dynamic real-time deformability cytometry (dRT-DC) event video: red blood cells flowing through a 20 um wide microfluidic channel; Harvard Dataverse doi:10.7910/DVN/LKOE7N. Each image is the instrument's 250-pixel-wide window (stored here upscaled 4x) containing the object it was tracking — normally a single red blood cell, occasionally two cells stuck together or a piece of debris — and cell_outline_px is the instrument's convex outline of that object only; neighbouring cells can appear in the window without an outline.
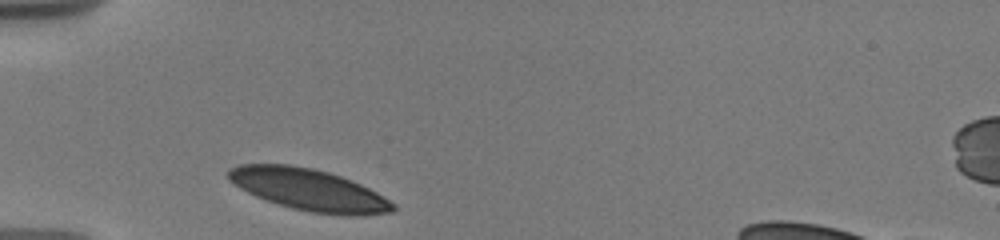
{"species": "human", "species_latin": "Homo sapiens", "temperature_condition": "warm", "stored_images_in_passage": 10, "camera_frame_rate_fps": 3000, "um_per_image_px": 0.085, "donor": {"sex": "male"}, "frame": {"image": 1, "passage_image": 1, "time_ms": 0.0, "image_size_px": [1000, 240], "cell_outline_px": [[396, 208], [392, 212], [360, 216], [344, 216], [312, 212], [292, 208], [256, 196], [240, 188], [228, 180], [228, 168], [240, 164], [292, 164], [312, 168], [328, 172], [352, 180], [376, 192], [396, 204]], "centroid_in_image_um": [26.27, 16.12], "position_along_channel_um": 58.7, "area_um2": 40.0}}
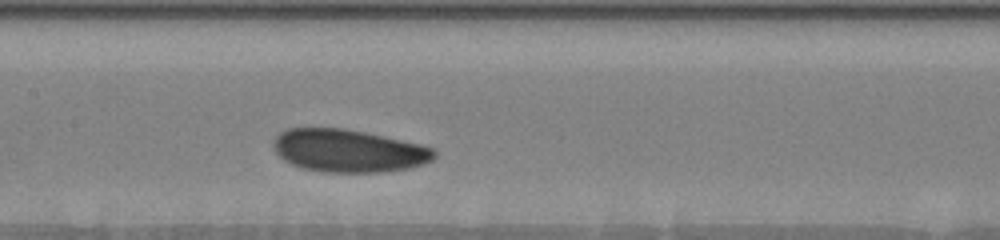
{"frame": {"image": 2, "passage_image": 7, "time_ms": 3.667, "image_size_px": [1000, 240], "cell_outline_px": [[436, 156], [432, 160], [424, 164], [408, 168], [384, 172], [324, 172], [304, 168], [292, 164], [284, 160], [276, 152], [272, 144], [276, 136], [280, 132], [288, 128], [344, 128], [364, 132], [420, 144], [436, 148]], "centroid_in_image_um": [29.64, 12.81], "position_along_channel_um": 177.8, "area_um2": 40.06}}
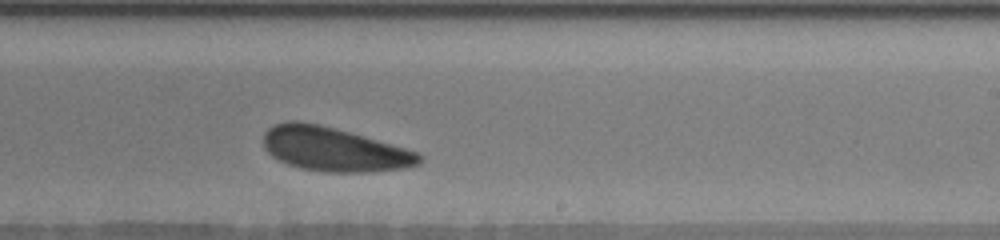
{"frame": {"image": 3, "passage_image": 10, "time_ms": 6.0, "image_size_px": [1000, 240], "cell_outline_px": [[424, 160], [420, 164], [408, 168], [368, 172], [324, 172], [300, 168], [288, 164], [272, 156], [264, 148], [264, 132], [272, 124], [288, 120], [296, 120], [320, 124], [336, 128], [420, 152], [424, 156]], "centroid_in_image_um": [28.42, 12.68], "position_along_channel_um": 260.6, "area_um2": 40.46}}